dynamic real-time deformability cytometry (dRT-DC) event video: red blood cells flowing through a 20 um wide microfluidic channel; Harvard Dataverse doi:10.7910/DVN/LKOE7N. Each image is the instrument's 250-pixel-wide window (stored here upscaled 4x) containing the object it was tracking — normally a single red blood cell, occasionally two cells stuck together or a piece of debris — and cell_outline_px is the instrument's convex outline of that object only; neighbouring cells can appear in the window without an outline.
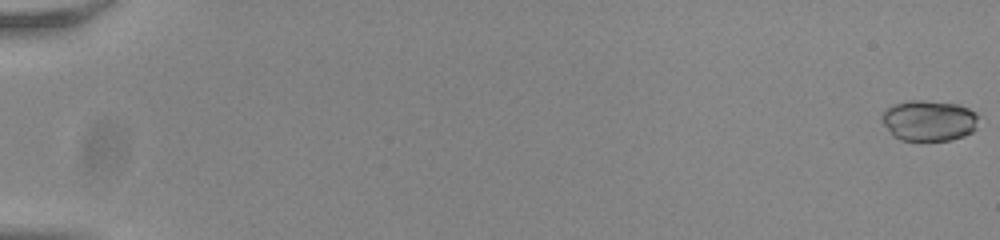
{"species": "common noctule bat (a hibernating species)", "species_latin": "Nyctalus noctula", "temperature_condition": "room temperature", "stored_images_in_passage": 56, "camera_frame_rate_fps": 3000, "um_per_image_px": 0.085, "animal": {"sex": "male", "body_mass_g": 20.0, "forearm_length_mm": 53.3}, "frame": {"image": 1, "passage_image": 1, "time_ms": 0.0, "image_size_px": [1000, 240], "cell_outline_px": [[976, 128], [972, 132], [964, 136], [952, 140], [900, 140], [892, 136], [880, 120], [880, 116], [892, 104], [908, 100], [924, 100], [956, 104], [968, 108], [976, 112]], "centroid_in_image_um": [78.91, 10.25], "position_along_channel_um": 6.1, "area_um2": 23.12}}
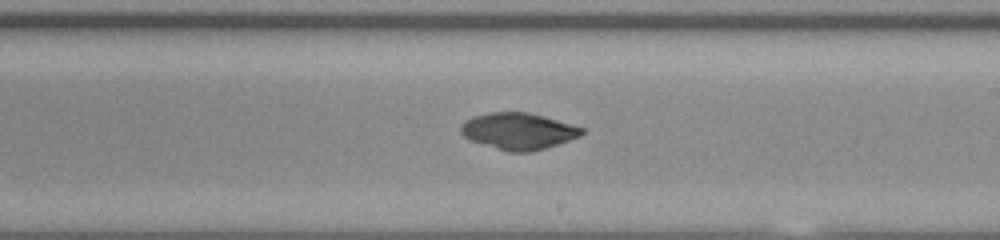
{"frame": {"image": 2, "passage_image": 35, "time_ms": 11.333, "image_size_px": [1000, 240], "cell_outline_px": [[584, 132], [580, 136], [544, 148], [528, 152], [508, 152], [468, 140], [460, 132], [460, 124], [464, 120], [472, 116], [488, 112], [528, 112], [544, 116], [584, 128]], "centroid_in_image_um": [43.99, 11.14], "position_along_channel_um": 245.0, "area_um2": 25.84}}
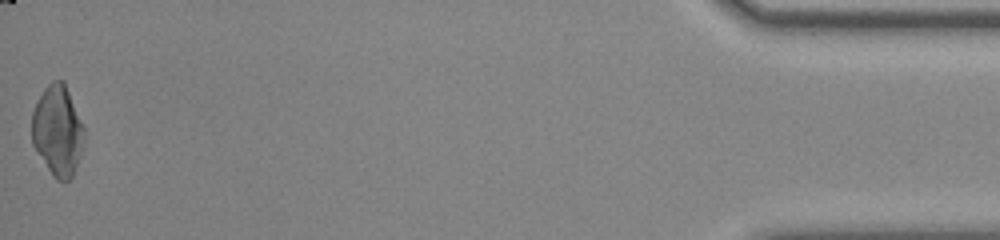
{"frame": {"image": 3, "passage_image": 56, "time_ms": 18.333, "image_size_px": [1000, 240], "cell_outline_px": [[84, 144], [80, 156], [72, 176], [68, 180], [56, 180], [52, 176], [32, 144], [32, 112], [36, 100], [44, 88], [52, 80], [64, 80], [84, 128]], "centroid_in_image_um": [4.89, 11.09], "position_along_channel_um": 430.3, "area_um2": 27.63}, "authors_computed_cell_mechanics": {"area_um2": 25.8944, "velocity_mm_per_s": 3.8448, "shape_relaxation_time_tau1_ms": 6.2509, "shape_relaxation_time_tau2_ms": null, "deformation_change_tau1": 0.1279, "deformation_change_tau2": null}}